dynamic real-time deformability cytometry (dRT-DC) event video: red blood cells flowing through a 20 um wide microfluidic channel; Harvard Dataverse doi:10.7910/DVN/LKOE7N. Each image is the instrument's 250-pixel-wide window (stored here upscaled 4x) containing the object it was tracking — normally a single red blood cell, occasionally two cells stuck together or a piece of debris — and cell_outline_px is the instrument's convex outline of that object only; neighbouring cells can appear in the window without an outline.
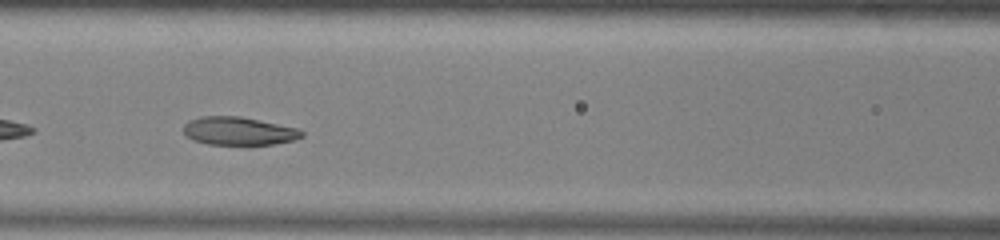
{"species": "common noctule bat (a hibernating species)", "species_latin": "Nyctalus noctula", "temperature_condition": "warm", "stored_images_in_passage": 42, "camera_frame_rate_fps": 3000, "um_per_image_px": 0.085, "animal": {"sex": "male", "body_mass_g": 13.0, "forearm_length_mm": 53.1}, "frame": {"image": 1, "passage_image": 13, "time_ms": 4.0, "image_size_px": [1000, 240], "cell_outline_px": [[304, 136], [292, 140], [272, 144], [208, 144], [192, 140], [184, 136], [184, 124], [188, 120], [200, 116], [240, 116], [300, 128], [304, 132]], "centroid_in_image_um": [20.27, 11.12], "position_along_channel_um": 146.3, "area_um2": 19.54}}
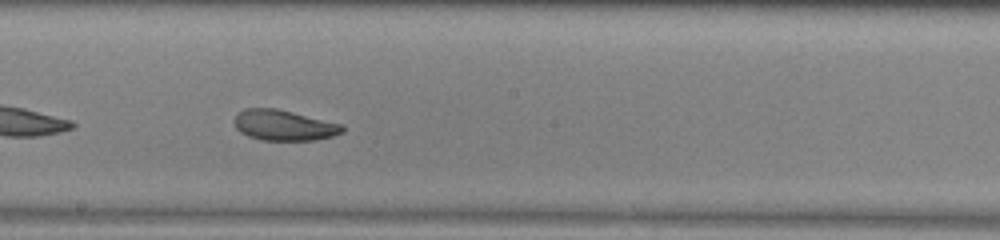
{"frame": {"image": 2, "passage_image": 19, "time_ms": 6.0, "image_size_px": [1000, 240], "cell_outline_px": [[344, 132], [332, 136], [316, 140], [260, 140], [248, 136], [240, 132], [236, 128], [232, 120], [236, 112], [244, 108], [276, 108], [344, 124]], "centroid_in_image_um": [24.1, 10.64], "position_along_channel_um": 224.1, "area_um2": 19.59}}
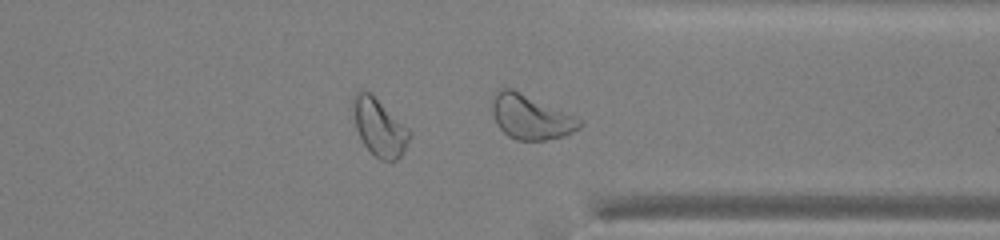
{"frame": {"image": 3, "passage_image": 30, "time_ms": 9.667, "image_size_px": [1000, 240], "cell_outline_px": [[584, 124], [580, 128], [564, 136], [544, 140], [516, 140], [508, 136], [496, 124], [492, 112], [492, 96], [500, 88], [512, 88], [576, 116], [584, 120]], "centroid_in_image_um": [45.12, 9.94], "position_along_channel_um": 366.3, "area_um2": 22.89}, "authors_computed_cell_mechanics": {"area_um2": 20.5768, "velocity_mm_per_s": 3.9045, "shape_relaxation_time_tau1_ms": 3.5466, "shape_relaxation_time_tau2_ms": 2.2413, "deformation_change_tau1": 0.11, "deformation_change_tau2": 0.0818}}